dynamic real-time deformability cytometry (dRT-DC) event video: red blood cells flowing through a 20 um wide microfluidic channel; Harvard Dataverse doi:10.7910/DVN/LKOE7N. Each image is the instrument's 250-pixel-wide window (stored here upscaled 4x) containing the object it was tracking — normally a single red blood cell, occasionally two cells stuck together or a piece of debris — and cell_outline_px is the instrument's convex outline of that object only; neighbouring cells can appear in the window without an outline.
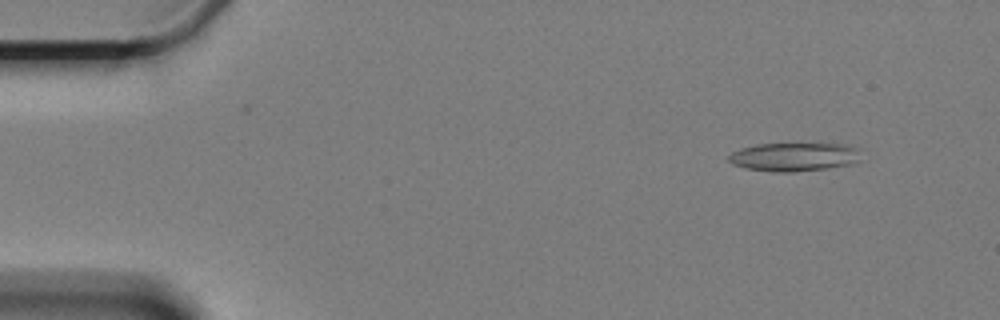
{"species": "Egyptian fruit bat (a non-hibernating species)", "species_latin": "Rousettus aegyptiacus", "temperature_condition": "cold", "stored_images_in_passage": 60, "camera_frame_rate_fps": 3000, "um_per_image_px": 0.085, "animal": {"sex": "female"}, "frame": {"image": 1, "passage_image": 5, "time_ms": 1.333, "image_size_px": [1000, 320], "cell_outline_px": [[860, 160], [852, 164], [828, 168], [792, 172], [772, 172], [744, 168], [732, 164], [728, 160], [728, 156], [732, 152], [740, 148], [756, 144], [840, 144], [860, 148]], "centroid_in_image_um": [67.49, 13.34], "position_along_channel_um": 17.5, "area_um2": 22.2}}
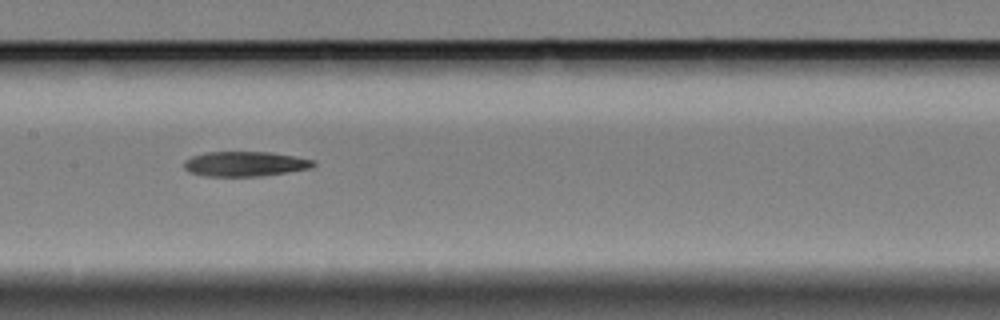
{"frame": {"image": 2, "passage_image": 29, "time_ms": 9.333, "image_size_px": [1000, 320], "cell_outline_px": [[316, 164], [312, 168], [288, 172], [260, 176], [208, 176], [188, 172], [184, 168], [184, 160], [192, 156], [208, 152], [272, 152], [296, 156], [316, 160]], "centroid_in_image_um": [20.87, 13.93], "position_along_channel_um": 186.5, "area_um2": 18.9}}
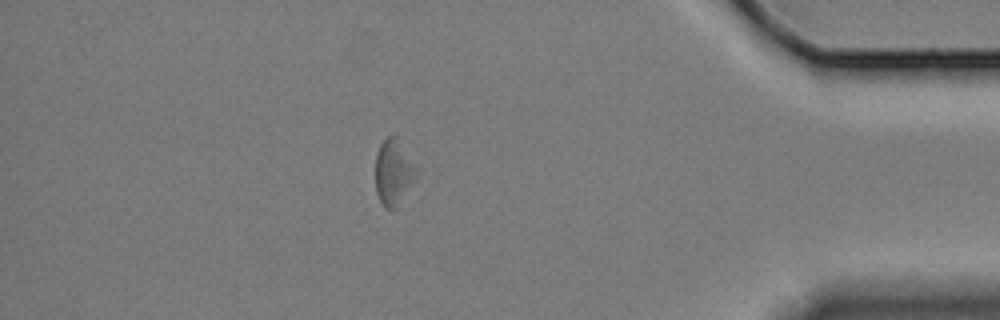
{"frame": {"image": 3, "passage_image": 52, "time_ms": 17.0, "image_size_px": [1000, 320], "cell_outline_px": [[420, 168], [416, 176], [396, 212], [392, 212], [384, 208], [376, 192], [376, 152], [380, 144], [388, 136], [396, 136]], "centroid_in_image_um": [33.48, 14.69], "position_along_channel_um": 401.7, "area_um2": 16.24}, "authors_computed_cell_mechanics": {"area_um2": 19.5942, "velocity_mm_per_s": 3.2782, "shape_relaxation_time_tau1_ms": 5.792, "shape_relaxation_time_tau2_ms": null, "deformation_change_tau1": 0.1025, "deformation_change_tau2": null}}